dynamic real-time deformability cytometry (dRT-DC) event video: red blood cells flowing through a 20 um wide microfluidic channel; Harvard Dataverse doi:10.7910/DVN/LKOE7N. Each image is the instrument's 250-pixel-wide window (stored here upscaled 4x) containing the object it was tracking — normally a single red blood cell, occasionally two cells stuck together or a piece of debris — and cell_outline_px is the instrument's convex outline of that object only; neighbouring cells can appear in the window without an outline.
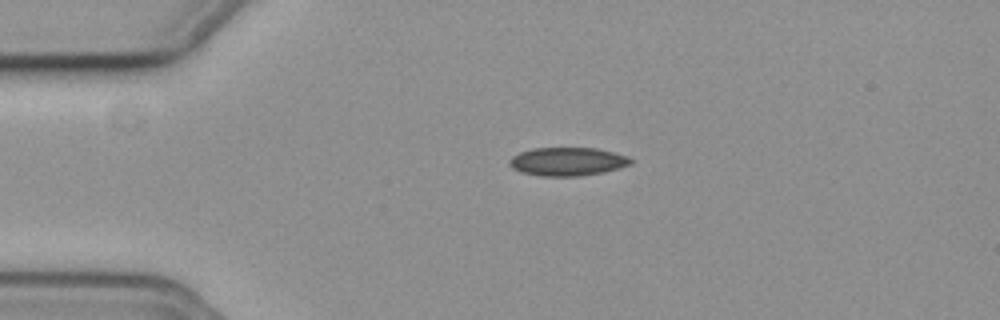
{"species": "common noctule bat (a hibernating species)", "species_latin": "Nyctalus noctula", "temperature_condition": "cold", "stored_images_in_passage": 44, "camera_frame_rate_fps": 3000, "um_per_image_px": 0.085, "animal": {"sex": "female", "body_mass_g": 19.3, "forearm_length_mm": 54.1}, "frame": {"image": 1, "passage_image": 1, "time_ms": 0.0, "image_size_px": [1000, 320], "cell_outline_px": [[632, 164], [620, 168], [604, 172], [580, 176], [540, 176], [520, 172], [512, 168], [508, 164], [508, 160], [512, 156], [520, 152], [532, 148], [596, 148], [628, 156], [632, 160]], "centroid_in_image_um": [48.22, 13.74], "position_along_channel_um": 36.8, "area_um2": 20.23}}
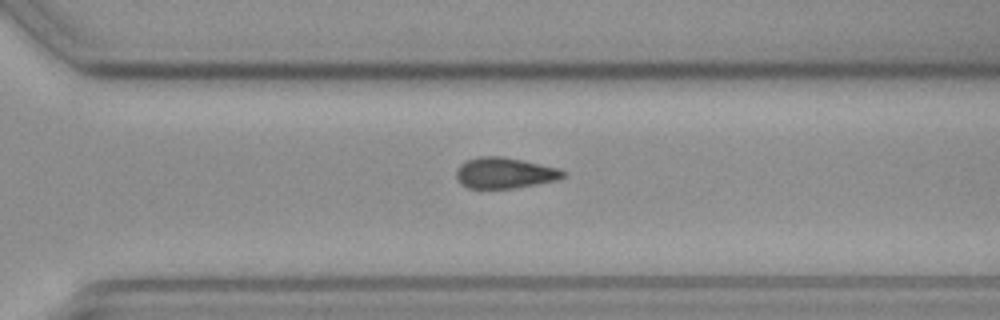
{"frame": {"image": 2, "passage_image": 27, "time_ms": 8.667, "image_size_px": [1000, 320], "cell_outline_px": [[568, 176], [556, 180], [516, 188], [468, 188], [460, 184], [456, 180], [456, 168], [460, 164], [468, 160], [480, 156], [500, 156], [560, 168], [568, 172]], "centroid_in_image_um": [42.91, 14.71], "position_along_channel_um": 327.7, "area_um2": 19.36}}
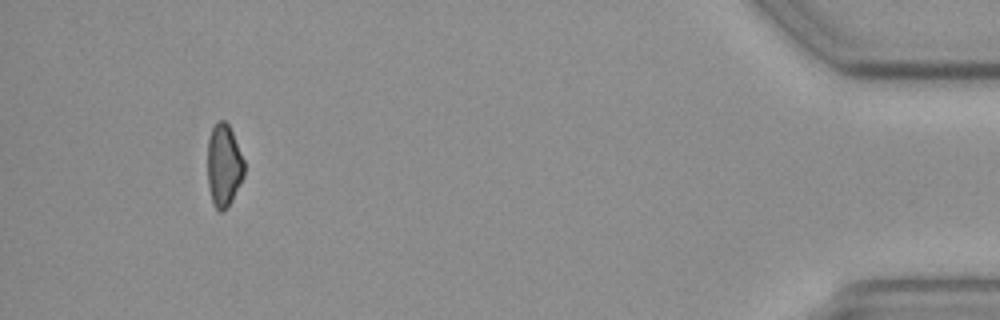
{"frame": {"image": 3, "passage_image": 40, "time_ms": 13.0, "image_size_px": [1000, 320], "cell_outline_px": [[244, 176], [228, 208], [224, 212], [220, 212], [212, 204], [208, 184], [208, 140], [212, 128], [216, 120], [224, 120], [228, 124], [232, 132], [244, 160]], "centroid_in_image_um": [19.02, 14.08], "position_along_channel_um": 416.2, "area_um2": 17.74}}